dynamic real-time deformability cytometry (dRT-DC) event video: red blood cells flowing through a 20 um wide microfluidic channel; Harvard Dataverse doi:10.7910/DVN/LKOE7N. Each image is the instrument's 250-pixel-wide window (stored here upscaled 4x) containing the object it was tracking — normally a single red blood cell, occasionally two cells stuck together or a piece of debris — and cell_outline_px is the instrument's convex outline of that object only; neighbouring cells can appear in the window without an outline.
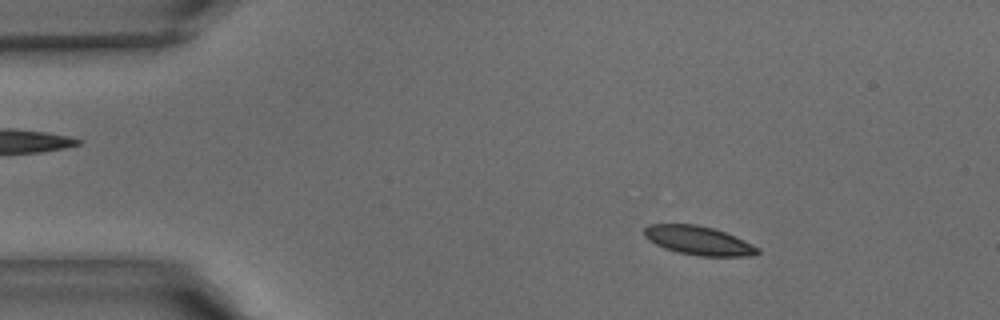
{"species": "common noctule bat (a hibernating species)", "species_latin": "Nyctalus noctula", "temperature_condition": "warm", "stored_images_in_passage": 42, "camera_frame_rate_fps": 3000, "um_per_image_px": 0.085, "animal": {"sex": "male", "body_mass_g": 15.6}, "frame": {"image": 1, "passage_image": 7, "time_ms": 2.0, "image_size_px": [1000, 320], "cell_outline_px": [[760, 252], [748, 256], [700, 256], [680, 252], [664, 248], [648, 240], [644, 236], [644, 228], [648, 224], [696, 224], [712, 228], [724, 232], [744, 240], [760, 248]], "centroid_in_image_um": [59.36, 20.44], "position_along_channel_um": 25.6, "area_um2": 18.9}}
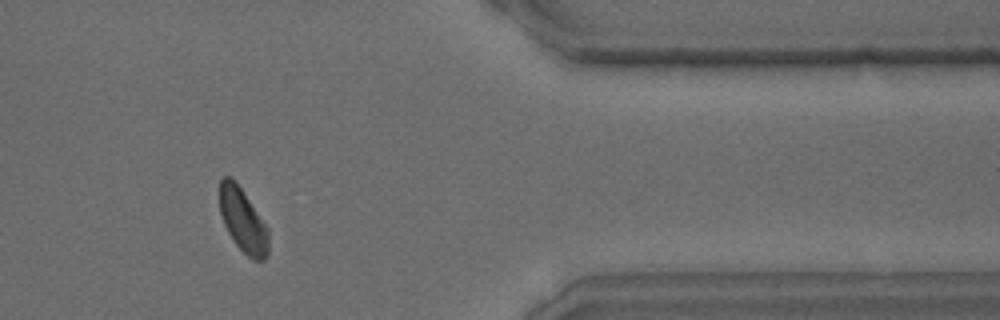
{"frame": {"image": 2, "passage_image": 35, "time_ms": 11.333, "image_size_px": [1000, 320], "cell_outline_px": [[268, 256], [264, 260], [252, 260], [232, 240], [224, 224], [220, 212], [220, 180], [224, 176], [228, 176], [240, 188], [268, 228]], "centroid_in_image_um": [20.65, 18.79], "position_along_channel_um": 390.7, "area_um2": 17.74}}
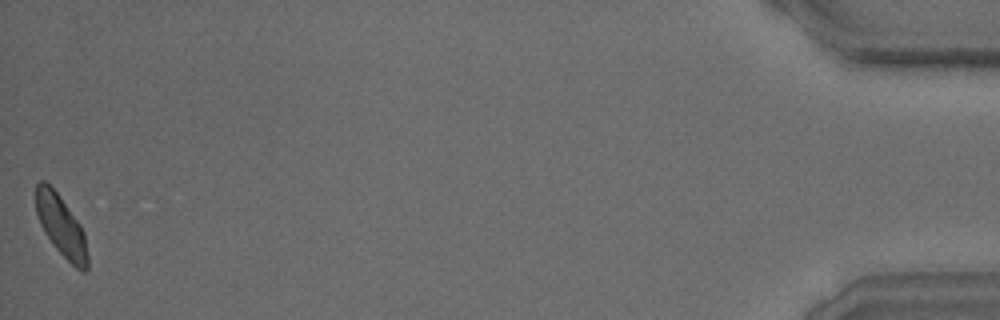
{"frame": {"image": 3, "passage_image": 42, "time_ms": 13.667, "image_size_px": [1000, 320], "cell_outline_px": [[88, 268], [84, 272], [80, 272], [52, 244], [44, 232], [40, 224], [36, 212], [36, 184], [40, 180], [44, 180], [56, 192], [80, 224], [84, 232], [88, 256]], "centroid_in_image_um": [5.2, 19.23], "position_along_channel_um": 430.0, "area_um2": 18.21}}